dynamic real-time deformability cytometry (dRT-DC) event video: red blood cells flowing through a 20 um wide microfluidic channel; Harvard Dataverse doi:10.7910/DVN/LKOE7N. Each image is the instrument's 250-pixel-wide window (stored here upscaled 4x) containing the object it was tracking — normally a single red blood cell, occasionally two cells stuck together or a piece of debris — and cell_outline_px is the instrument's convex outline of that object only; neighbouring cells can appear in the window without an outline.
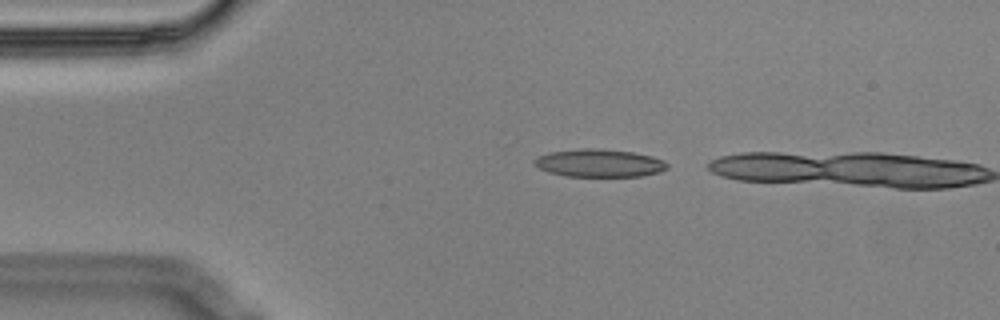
{"species": "Egyptian fruit bat (a non-hibernating species)", "species_latin": "Rousettus aegyptiacus", "temperature_condition": "cold", "stored_images_in_passage": 2, "camera_frame_rate_fps": 3000, "um_per_image_px": 0.085, "animal": {"sex": "male"}, "frame": {"image": 1, "passage_image": 1, "time_ms": 0.0, "image_size_px": [1000, 320], "cell_outline_px": [[668, 168], [660, 172], [640, 176], [564, 176], [548, 172], [532, 164], [532, 160], [536, 156], [548, 152], [580, 148], [600, 148], [632, 152], [652, 156], [664, 160], [668, 164]], "centroid_in_image_um": [50.9, 13.85], "position_along_channel_um": 34.1, "area_um2": 21.85}}